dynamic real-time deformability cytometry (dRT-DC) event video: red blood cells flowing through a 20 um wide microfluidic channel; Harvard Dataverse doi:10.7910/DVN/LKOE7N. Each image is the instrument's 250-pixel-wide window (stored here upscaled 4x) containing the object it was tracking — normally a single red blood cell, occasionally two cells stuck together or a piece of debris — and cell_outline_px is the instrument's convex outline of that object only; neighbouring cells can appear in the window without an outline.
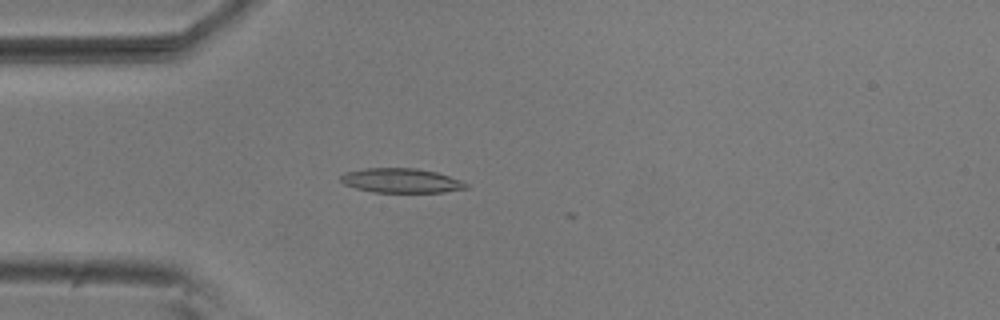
{"species": "common noctule bat (a hibernating species)", "species_latin": "Nyctalus noctula", "temperature_condition": "room temperature", "stored_images_in_passage": 2, "camera_frame_rate_fps": 3000, "um_per_image_px": 0.085, "animal": {"sex": "male", "body_mass_g": 20.5, "forearm_length_mm": 52.5}, "frame": {"image": 1, "passage_image": 1, "time_ms": 0.0, "image_size_px": [1000, 320], "cell_outline_px": [[468, 188], [444, 192], [372, 192], [356, 188], [344, 184], [340, 180], [340, 176], [344, 172], [364, 168], [416, 168], [436, 172], [460, 180], [468, 184]], "centroid_in_image_um": [34.07, 15.35], "position_along_channel_um": 50.9, "area_um2": 17.86}}